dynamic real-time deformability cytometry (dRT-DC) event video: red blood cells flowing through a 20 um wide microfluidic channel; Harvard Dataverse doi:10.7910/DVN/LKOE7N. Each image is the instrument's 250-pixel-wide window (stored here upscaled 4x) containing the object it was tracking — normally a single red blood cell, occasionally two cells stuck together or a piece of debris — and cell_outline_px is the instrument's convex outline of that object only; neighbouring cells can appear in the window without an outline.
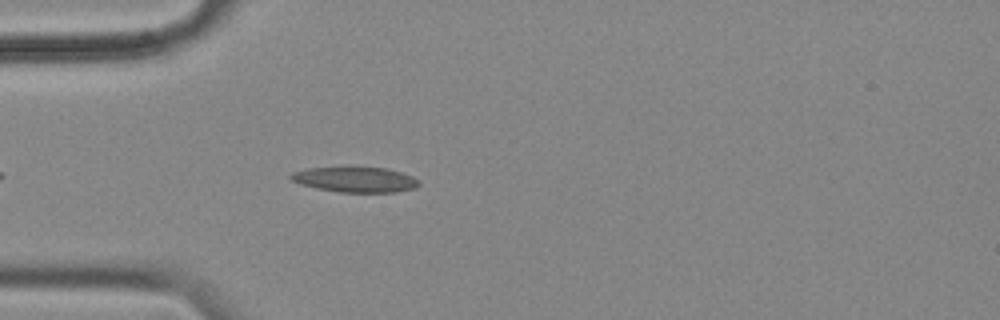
{"species": "common noctule bat (a hibernating species)", "species_latin": "Nyctalus noctula", "temperature_condition": "cold", "stored_images_in_passage": 47, "camera_frame_rate_fps": 3000, "um_per_image_px": 0.085, "animal": {"sex": "female", "body_mass_g": 18.4}, "frame": {"image": 1, "passage_image": 6, "time_ms": 1.667, "image_size_px": [1000, 320], "cell_outline_px": [[420, 184], [416, 188], [396, 192], [340, 192], [316, 188], [300, 184], [292, 180], [288, 176], [292, 172], [308, 168], [384, 168], [400, 172], [412, 176], [420, 180]], "centroid_in_image_um": [30.21, 15.28], "position_along_channel_um": 54.8, "area_um2": 18.67}}
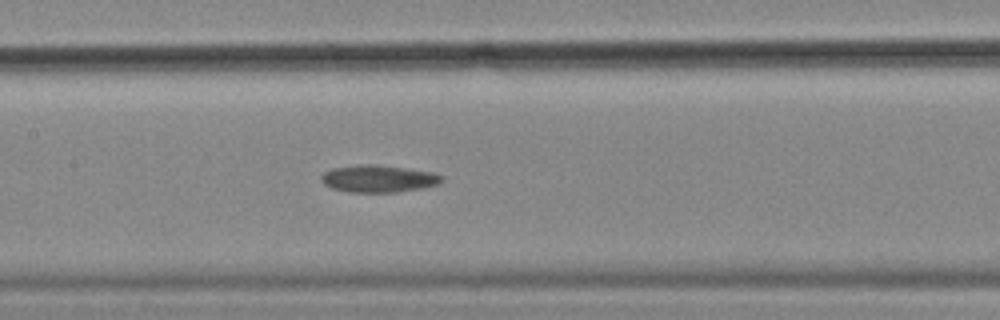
{"frame": {"image": 2, "passage_image": 17, "time_ms": 5.333, "image_size_px": [1000, 320], "cell_outline_px": [[444, 176], [436, 184], [424, 188], [396, 192], [352, 192], [332, 188], [324, 184], [320, 180], [320, 176], [324, 172], [332, 168], [360, 164], [376, 164], [432, 172]], "centroid_in_image_um": [32.13, 15.18], "position_along_channel_um": 175.3, "area_um2": 19.02}}
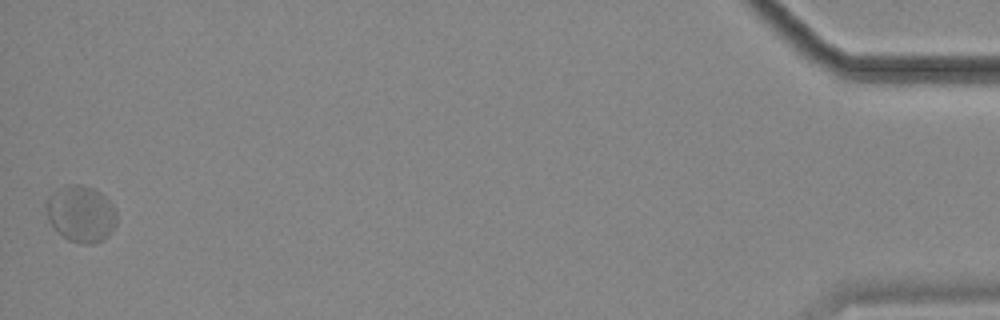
{"frame": {"image": 3, "passage_image": 47, "time_ms": 15.333, "image_size_px": [1000, 320], "cell_outline_px": [[116, 224], [108, 236], [92, 244], [84, 244], [68, 240], [48, 220], [48, 196], [56, 188], [64, 184], [84, 184], [100, 192], [116, 208]], "centroid_in_image_um": [6.9, 18.14], "position_along_channel_um": 428.3, "area_um2": 23.06}, "authors_computed_cell_mechanics": {"area_um2": 19.1318, "velocity_mm_per_s": 3.4678, "shape_relaxation_time_tau1_ms": null, "shape_relaxation_time_tau2_ms": 4.5355, "deformation_change_tau1": null, "deformation_change_tau2": 0.0348}}